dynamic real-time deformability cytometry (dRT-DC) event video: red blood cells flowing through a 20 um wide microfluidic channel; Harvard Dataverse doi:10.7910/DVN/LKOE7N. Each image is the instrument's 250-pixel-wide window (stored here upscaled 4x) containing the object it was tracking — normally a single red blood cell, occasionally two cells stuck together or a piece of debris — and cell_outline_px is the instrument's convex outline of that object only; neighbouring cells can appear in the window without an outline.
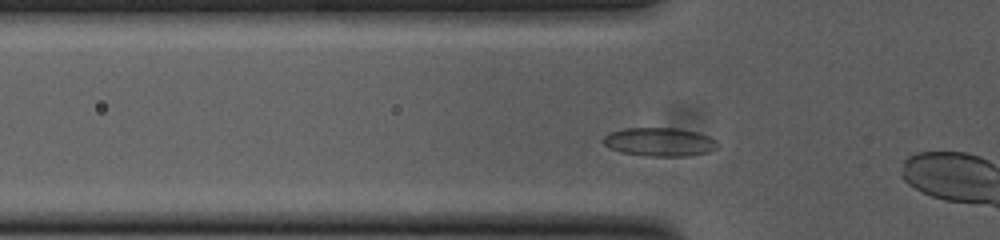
{"species": "common noctule bat (a hibernating species)", "species_latin": "Nyctalus noctula", "temperature_condition": "cold", "stored_images_in_passage": 37, "camera_frame_rate_fps": 3000, "um_per_image_px": 0.085, "animal": {"sex": "female", "body_mass_g": 23.0, "forearm_length_mm": 53.4}, "frame": {"image": 1, "passage_image": 6, "time_ms": 1.667, "image_size_px": [1000, 240], "cell_outline_px": [[720, 144], [716, 148], [708, 152], [688, 156], [644, 156], [620, 152], [608, 148], [600, 140], [608, 132], [624, 128], [680, 128], [696, 132], [708, 136], [716, 140]], "centroid_in_image_um": [56.02, 12.06], "position_along_channel_um": 69.8, "area_um2": 19.36}}
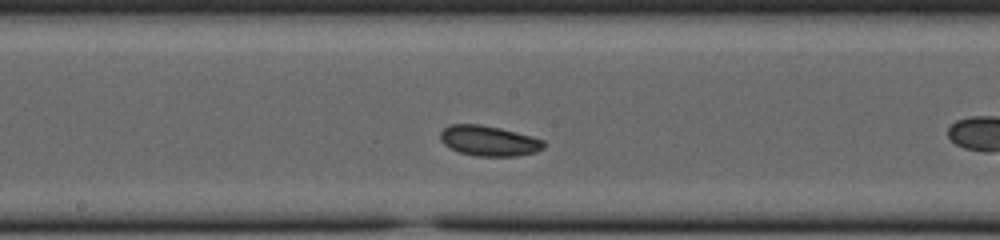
{"frame": {"image": 2, "passage_image": 17, "time_ms": 5.333, "image_size_px": [1000, 240], "cell_outline_px": [[544, 148], [536, 152], [516, 156], [476, 156], [460, 152], [444, 144], [440, 140], [440, 132], [444, 128], [452, 124], [480, 124], [500, 128], [532, 136], [544, 140]], "centroid_in_image_um": [41.56, 11.97], "position_along_channel_um": 206.6, "area_um2": 18.21}}
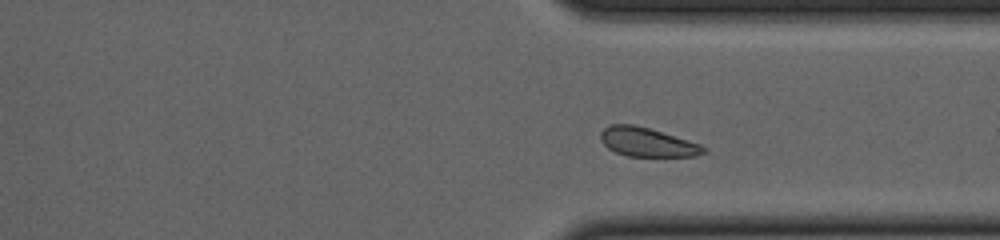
{"frame": {"image": 3, "passage_image": 29, "time_ms": 9.333, "image_size_px": [1000, 240], "cell_outline_px": [[708, 148], [704, 152], [696, 156], [628, 156], [616, 152], [608, 148], [600, 140], [600, 132], [604, 128], [612, 124], [632, 124], [648, 128], [688, 140], [700, 144]], "centroid_in_image_um": [55.0, 12.08], "position_along_channel_um": 356.4, "area_um2": 17.22}, "authors_computed_cell_mechanics": {"area_um2": 18.207, "velocity_mm_per_s": 3.734, "shape_relaxation_time_tau1_ms": 2.0453, "shape_relaxation_time_tau2_ms": null, "deformation_change_tau1": 0.0785, "deformation_change_tau2": null}}